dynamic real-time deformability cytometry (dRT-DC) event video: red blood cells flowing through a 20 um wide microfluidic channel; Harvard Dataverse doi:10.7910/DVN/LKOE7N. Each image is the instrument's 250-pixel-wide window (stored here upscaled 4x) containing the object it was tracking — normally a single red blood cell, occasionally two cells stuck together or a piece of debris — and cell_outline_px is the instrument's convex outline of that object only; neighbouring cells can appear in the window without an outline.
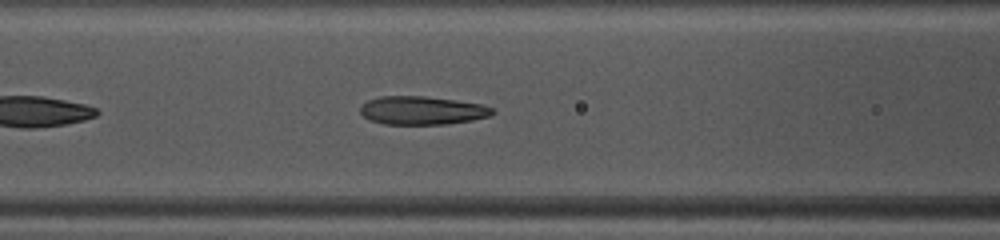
{"species": "common noctule bat (a hibernating species)", "species_latin": "Nyctalus noctula", "temperature_condition": "warm", "stored_images_in_passage": 36, "camera_frame_rate_fps": 3000, "um_per_image_px": 0.085, "animal": {"sex": "female", "body_mass_g": 10.0, "forearm_length_mm": 53.1}, "frame": {"image": 1, "passage_image": 9, "time_ms": 2.667, "image_size_px": [1000, 240], "cell_outline_px": [[496, 112], [492, 116], [472, 120], [444, 124], [384, 124], [372, 120], [364, 116], [360, 112], [360, 108], [368, 100], [380, 96], [424, 96], [456, 100], [480, 104], [492, 108]], "centroid_in_image_um": [35.91, 9.38], "position_along_channel_um": 130.7, "area_um2": 21.73}}
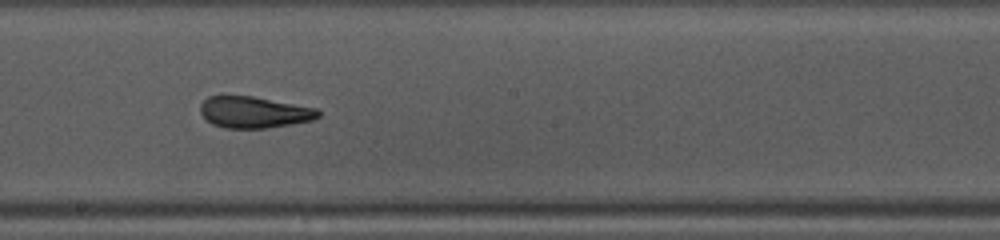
{"frame": {"image": 2, "passage_image": 16, "time_ms": 5.0, "image_size_px": [1000, 240], "cell_outline_px": [[320, 116], [312, 120], [264, 128], [224, 128], [212, 124], [200, 112], [200, 104], [208, 96], [224, 92], [252, 96], [316, 108], [320, 112]], "centroid_in_image_um": [21.51, 9.49], "position_along_channel_um": 226.7, "area_um2": 21.96}}
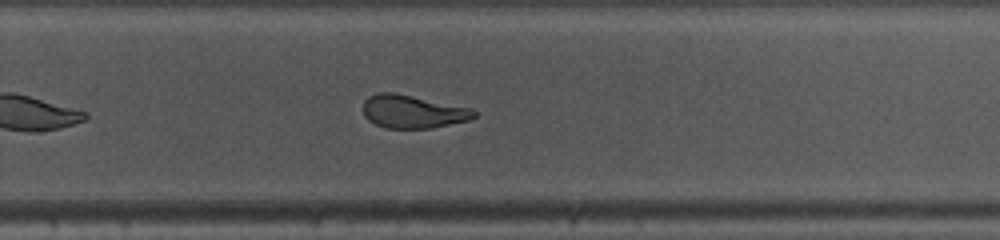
{"frame": {"image": 3, "passage_image": 21, "time_ms": 6.667, "image_size_px": [1000, 240], "cell_outline_px": [[476, 116], [468, 120], [432, 128], [384, 128], [368, 120], [364, 116], [364, 100], [368, 96], [376, 92], [392, 92], [472, 108], [476, 112]], "centroid_in_image_um": [35.06, 9.48], "position_along_channel_um": 294.7, "area_um2": 21.33}, "authors_computed_cell_mechanics": {"area_um2": 22.3686, "velocity_mm_per_s": 4.1145, "shape_relaxation_time_tau1_ms": 10.4471, "shape_relaxation_time_tau2_ms": 1.9794, "deformation_change_tau1": 0.2876, "deformation_change_tau2": 0.0971}}